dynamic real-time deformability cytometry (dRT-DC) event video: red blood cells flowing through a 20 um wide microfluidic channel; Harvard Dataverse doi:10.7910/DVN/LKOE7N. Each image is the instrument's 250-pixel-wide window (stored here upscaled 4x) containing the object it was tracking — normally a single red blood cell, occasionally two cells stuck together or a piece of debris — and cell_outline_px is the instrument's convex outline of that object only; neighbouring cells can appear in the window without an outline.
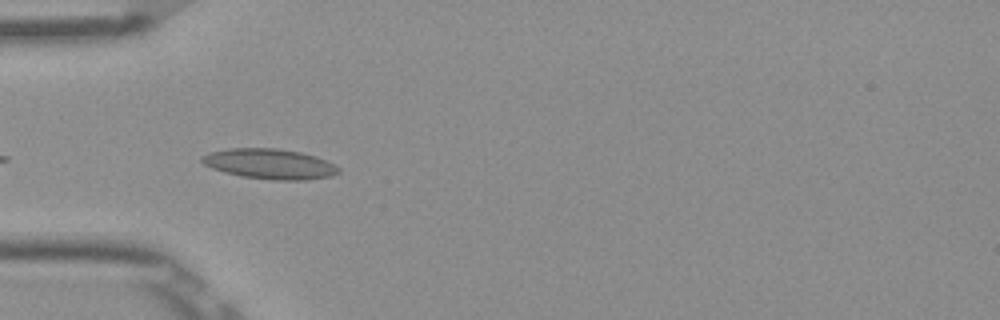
{"species": "Egyptian fruit bat (a non-hibernating species)", "species_latin": "Rousettus aegyptiacus", "temperature_condition": "room temperature", "stored_images_in_passage": 25, "camera_frame_rate_fps": 3000, "um_per_image_px": 0.085, "frame": {"image": 1, "passage_image": 3, "time_ms": 0.667, "image_size_px": [1000, 320], "cell_outline_px": [[340, 172], [332, 176], [308, 180], [272, 180], [240, 176], [224, 172], [212, 168], [204, 164], [200, 160], [200, 156], [212, 152], [228, 148], [276, 148], [300, 152], [316, 156], [340, 168]], "centroid_in_image_um": [22.92, 13.94], "position_along_channel_um": 62.1, "area_um2": 24.1}}
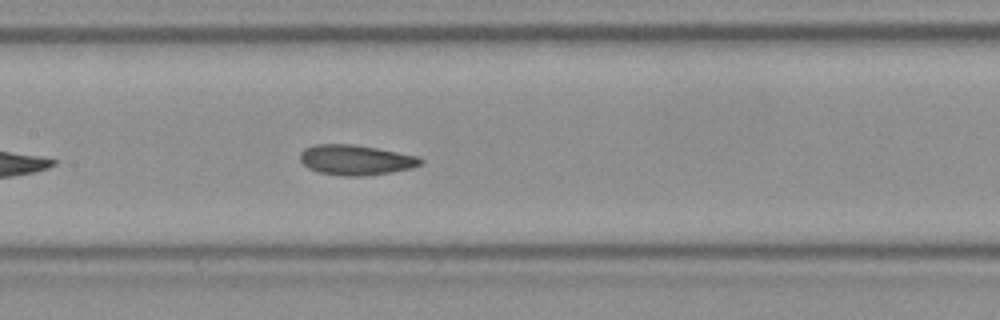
{"frame": {"image": 2, "passage_image": 12, "time_ms": 3.667, "image_size_px": [1000, 320], "cell_outline_px": [[424, 164], [412, 168], [392, 172], [360, 176], [344, 176], [316, 172], [308, 168], [300, 160], [300, 152], [304, 148], [316, 144], [352, 144], [376, 148], [416, 156], [424, 160]], "centroid_in_image_um": [30.22, 13.6], "position_along_channel_um": 177.2, "area_um2": 21.21}}
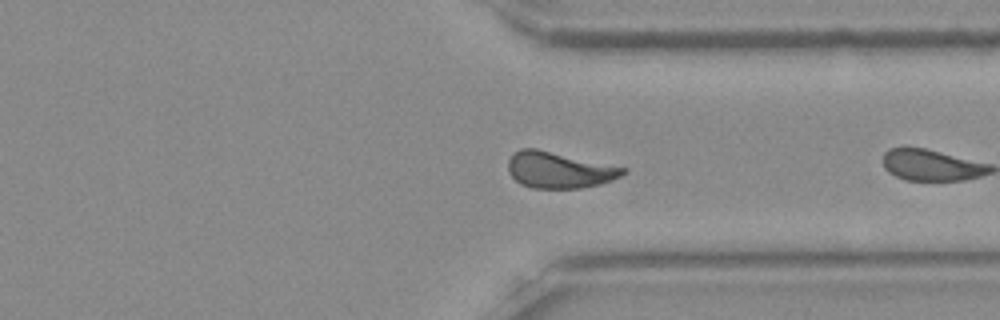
{"frame": {"image": 3, "passage_image": 24, "time_ms": 7.667, "image_size_px": [1000, 320], "cell_outline_px": [[628, 172], [612, 180], [600, 184], [580, 188], [532, 188], [520, 184], [508, 172], [508, 160], [520, 148], [536, 148], [628, 168]], "centroid_in_image_um": [47.54, 14.45], "position_along_channel_um": 363.9, "area_um2": 24.28}}